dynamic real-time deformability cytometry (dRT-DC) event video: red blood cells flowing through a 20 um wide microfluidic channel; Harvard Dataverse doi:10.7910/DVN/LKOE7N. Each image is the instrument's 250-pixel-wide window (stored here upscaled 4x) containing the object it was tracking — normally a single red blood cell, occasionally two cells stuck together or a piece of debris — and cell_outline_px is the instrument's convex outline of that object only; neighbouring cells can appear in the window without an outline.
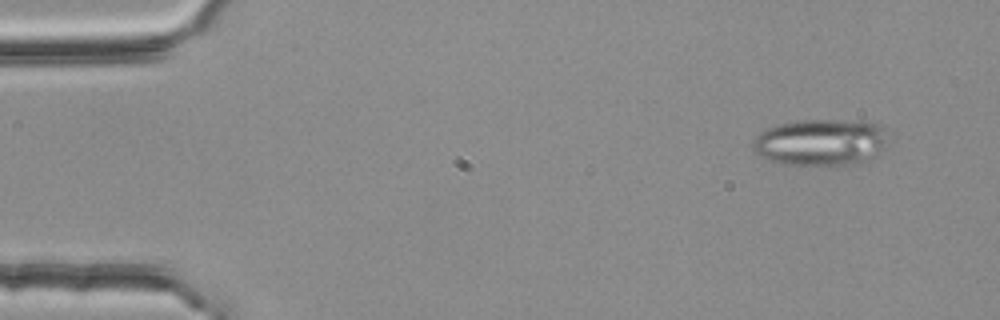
{"species": "common noctule bat (a hibernating species)", "species_latin": "Nyctalus noctula", "temperature_condition": "room temperature", "stored_images_in_passage": 16, "camera_frame_rate_fps": 3000, "um_per_image_px": 0.085, "animal": {"sex": "female", "body_mass_g": 25.1}, "frame": {"image": 1, "passage_image": 5, "time_ms": 1.333, "image_size_px": [1000, 320], "cell_outline_px": [[884, 140], [876, 156], [872, 160], [852, 164], [792, 164], [772, 160], [760, 156], [752, 152], [752, 140], [760, 132], [768, 128], [780, 124], [800, 120], [860, 120], [876, 124]], "centroid_in_image_um": [69.67, 12.09], "position_along_channel_um": 15.3, "area_um2": 35.95}}